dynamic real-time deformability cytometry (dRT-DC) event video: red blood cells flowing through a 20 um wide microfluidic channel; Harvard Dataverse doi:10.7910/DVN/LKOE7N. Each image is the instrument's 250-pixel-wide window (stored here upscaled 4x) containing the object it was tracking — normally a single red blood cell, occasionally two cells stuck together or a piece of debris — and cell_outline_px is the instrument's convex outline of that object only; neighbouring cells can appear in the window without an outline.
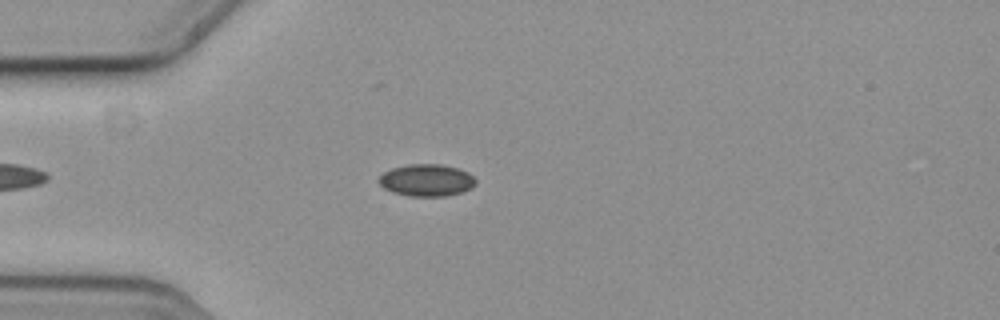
{"species": "common noctule bat (a hibernating species)", "species_latin": "Nyctalus noctula", "temperature_condition": "cold", "stored_images_in_passage": 5, "camera_frame_rate_fps": 3000, "um_per_image_px": 0.085, "animal": {"sex": "female", "body_mass_g": 19.3, "forearm_length_mm": 54.1}, "frame": {"image": 1, "passage_image": 2, "time_ms": 0.333, "image_size_px": [1000, 320], "cell_outline_px": [[476, 184], [460, 192], [448, 196], [408, 196], [392, 192], [384, 188], [380, 184], [380, 176], [384, 172], [392, 168], [408, 164], [440, 164], [460, 168], [468, 172], [476, 180]], "centroid_in_image_um": [36.26, 15.31], "position_along_channel_um": 48.7, "area_um2": 18.03}}
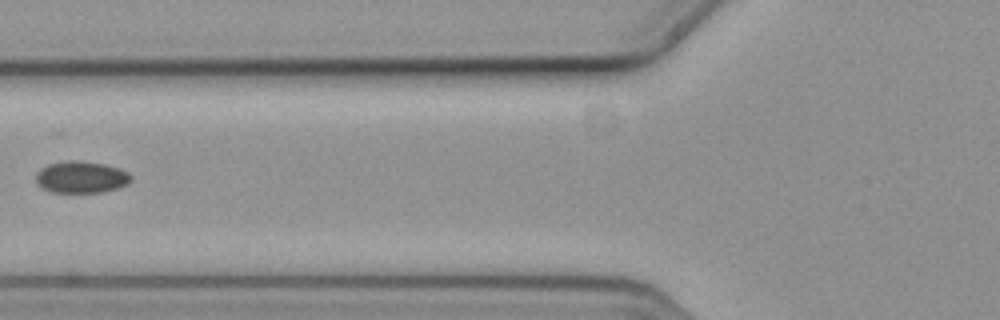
{"frame": {"image": 2, "passage_image": 4, "time_ms": 1.0, "image_size_px": [1000, 320], "cell_outline_px": [[132, 180], [128, 184], [104, 192], [52, 192], [40, 188], [36, 184], [36, 172], [40, 168], [48, 164], [68, 160], [76, 160], [104, 164], [120, 168], [128, 172], [132, 176]], "centroid_in_image_um": [6.88, 15.05], "position_along_channel_um": 118.9, "area_um2": 17.86}}
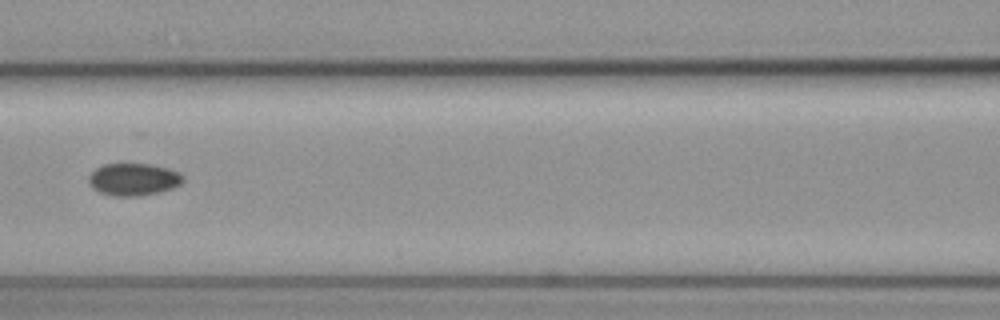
{"frame": {"image": 3, "passage_image": 5, "time_ms": 1.333, "image_size_px": [1000, 320], "cell_outline_px": [[184, 180], [180, 184], [172, 188], [160, 192], [140, 196], [112, 196], [100, 192], [92, 188], [88, 184], [88, 176], [96, 168], [104, 164], [152, 164], [168, 168], [180, 172], [184, 176]], "centroid_in_image_um": [11.35, 15.25], "position_along_channel_um": 155.3, "area_um2": 17.98}}